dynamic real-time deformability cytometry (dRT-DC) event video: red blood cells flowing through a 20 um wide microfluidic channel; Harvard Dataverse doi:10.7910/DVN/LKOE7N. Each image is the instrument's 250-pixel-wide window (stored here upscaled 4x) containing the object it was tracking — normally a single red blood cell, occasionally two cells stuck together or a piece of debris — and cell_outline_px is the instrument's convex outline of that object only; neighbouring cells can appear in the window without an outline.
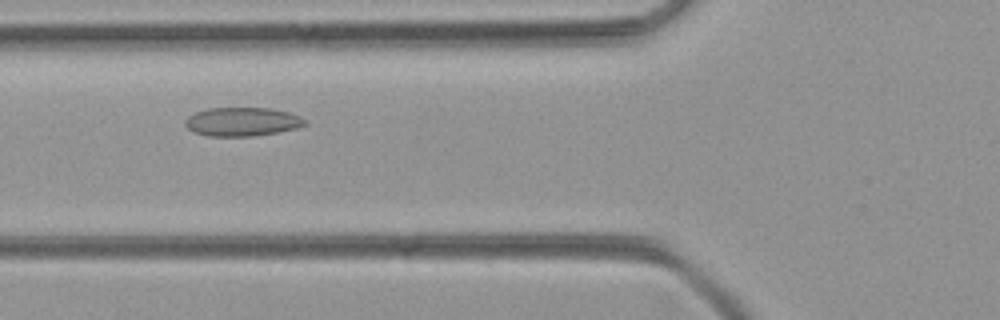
{"species": "common noctule bat (a hibernating species)", "species_latin": "Nyctalus noctula", "temperature_condition": "room temperature", "stored_images_in_passage": 30, "camera_frame_rate_fps": 3000, "um_per_image_px": 0.085, "animal": {"sex": "female", "body_mass_g": 21.9}, "frame": {"image": 1, "passage_image": 6, "time_ms": 1.667, "image_size_px": [1000, 320], "cell_outline_px": [[308, 124], [296, 128], [276, 132], [252, 136], [208, 136], [192, 132], [184, 124], [184, 120], [188, 116], [196, 112], [208, 108], [272, 108], [288, 112], [304, 120]], "centroid_in_image_um": [20.53, 10.35], "position_along_channel_um": 105.3, "area_um2": 19.94}}
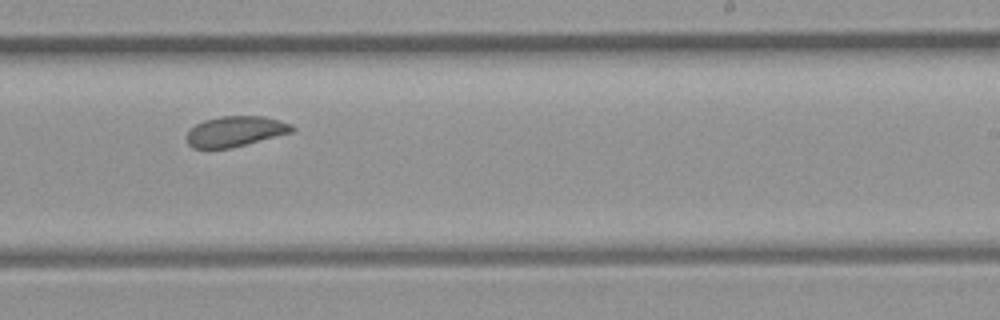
{"frame": {"image": 2, "passage_image": 18, "time_ms": 5.667, "image_size_px": [1000, 320], "cell_outline_px": [[296, 128], [292, 132], [232, 148], [192, 148], [188, 144], [188, 132], [196, 124], [204, 120], [220, 116], [264, 116], [280, 120], [292, 124]], "centroid_in_image_um": [20.04, 11.16], "position_along_channel_um": 269.0, "area_um2": 18.61}}
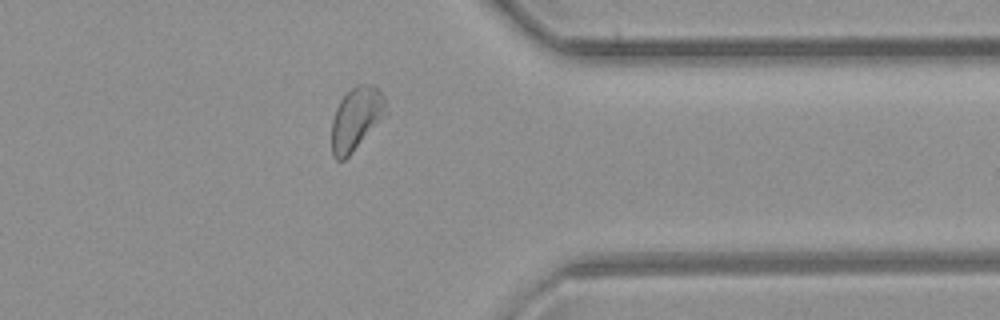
{"frame": {"image": 3, "passage_image": 27, "time_ms": 8.667, "image_size_px": [1000, 320], "cell_outline_px": [[388, 112], [352, 152], [344, 160], [336, 160], [332, 156], [332, 120], [336, 108], [340, 100], [356, 84], [372, 84], [384, 96]], "centroid_in_image_um": [30.27, 10.08], "position_along_channel_um": 381.1, "area_um2": 19.71}}